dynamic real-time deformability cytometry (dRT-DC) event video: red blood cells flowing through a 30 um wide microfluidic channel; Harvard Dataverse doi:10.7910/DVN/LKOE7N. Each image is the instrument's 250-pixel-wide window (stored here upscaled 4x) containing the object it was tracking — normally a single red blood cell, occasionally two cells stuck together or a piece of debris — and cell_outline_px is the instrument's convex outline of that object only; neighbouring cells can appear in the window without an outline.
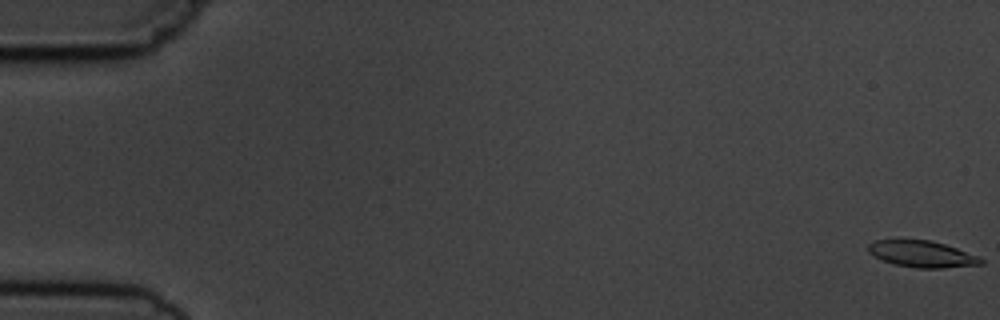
{"species": "common noctule bat (a hibernating species)", "species_latin": "Nyctalus noctula", "temperature_condition": "cold", "stored_images_in_passage": 7, "camera_frame_rate_fps": 3000, "um_per_image_px": 0.085, "animal": {"sex": "male", "body_mass_g": 19.5, "forearm_length_mm": 54.6}, "frame": {"image": 1, "passage_image": 1, "time_ms": 0.0, "image_size_px": [1000, 320], "cell_outline_px": [[984, 264], [940, 268], [916, 268], [896, 264], [880, 260], [872, 256], [868, 252], [868, 244], [876, 240], [932, 240], [980, 256], [984, 260]], "centroid_in_image_um": [78.37, 21.59], "position_along_channel_um": 6.6, "area_um2": 17.46}}
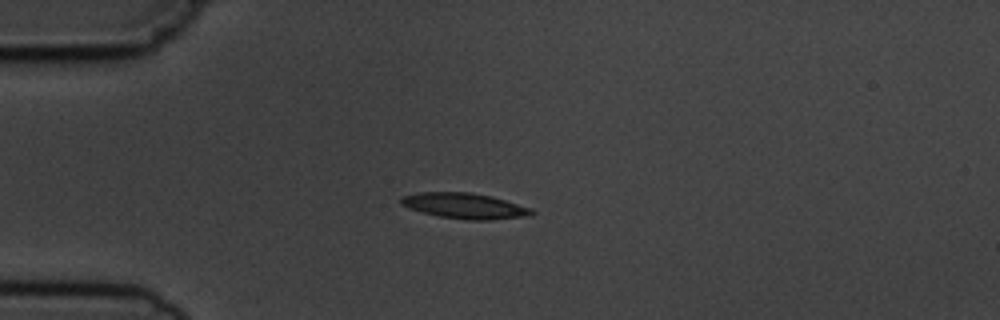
{"frame": {"image": 2, "passage_image": 5, "time_ms": 4.667, "image_size_px": [1000, 320], "cell_outline_px": [[536, 212], [532, 216], [488, 220], [468, 220], [440, 216], [408, 208], [400, 204], [400, 196], [416, 192], [468, 192], [492, 196], [532, 208]], "centroid_in_image_um": [39.52, 17.49], "position_along_channel_um": 45.5, "area_um2": 19.65}}
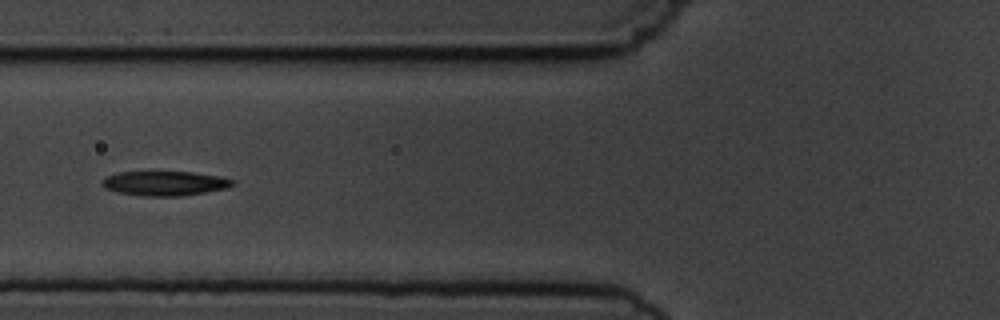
{"frame": {"image": 3, "passage_image": 7, "time_ms": 7.0, "image_size_px": [1000, 320], "cell_outline_px": [[236, 184], [228, 188], [180, 196], [144, 196], [120, 192], [104, 188], [100, 184], [100, 180], [108, 176], [120, 172], [192, 172], [220, 176], [236, 180]], "centroid_in_image_um": [14.04, 15.58], "position_along_channel_um": 111.8, "area_um2": 18.67}}